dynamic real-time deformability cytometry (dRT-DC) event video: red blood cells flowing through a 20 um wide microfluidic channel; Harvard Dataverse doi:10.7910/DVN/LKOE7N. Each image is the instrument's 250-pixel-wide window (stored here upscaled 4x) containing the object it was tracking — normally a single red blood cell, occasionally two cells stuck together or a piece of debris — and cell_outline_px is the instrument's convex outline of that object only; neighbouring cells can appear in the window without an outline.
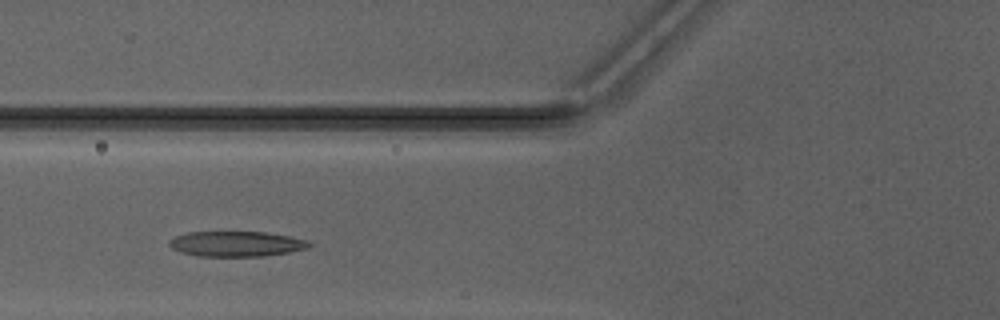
{"species": "Egyptian fruit bat (a non-hibernating species)", "species_latin": "Rousettus aegyptiacus", "temperature_condition": "warm", "stored_images_in_passage": 28, "camera_frame_rate_fps": 3000, "um_per_image_px": 0.085, "animal": {"sex": "male"}, "frame": {"image": 1, "passage_image": 7, "time_ms": 2.0, "image_size_px": [1000, 320], "cell_outline_px": [[312, 244], [308, 248], [288, 252], [260, 256], [196, 256], [180, 252], [172, 248], [168, 244], [168, 240], [176, 236], [188, 232], [264, 232], [288, 236], [308, 240]], "centroid_in_image_um": [20.06, 20.73], "position_along_channel_um": 105.7, "area_um2": 20.52}}
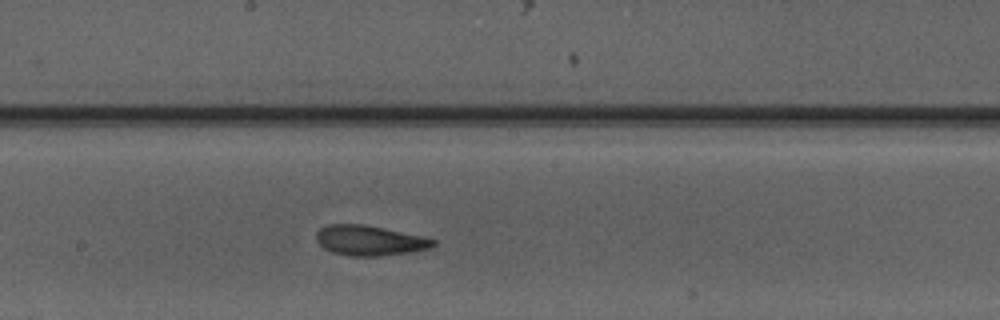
{"frame": {"image": 2, "passage_image": 15, "time_ms": 4.667, "image_size_px": [1000, 320], "cell_outline_px": [[436, 244], [428, 248], [412, 252], [380, 256], [352, 256], [332, 252], [324, 248], [316, 240], [316, 232], [320, 228], [328, 224], [360, 224], [424, 236], [436, 240]], "centroid_in_image_um": [31.41, 20.44], "position_along_channel_um": 216.8, "area_um2": 20.4}}
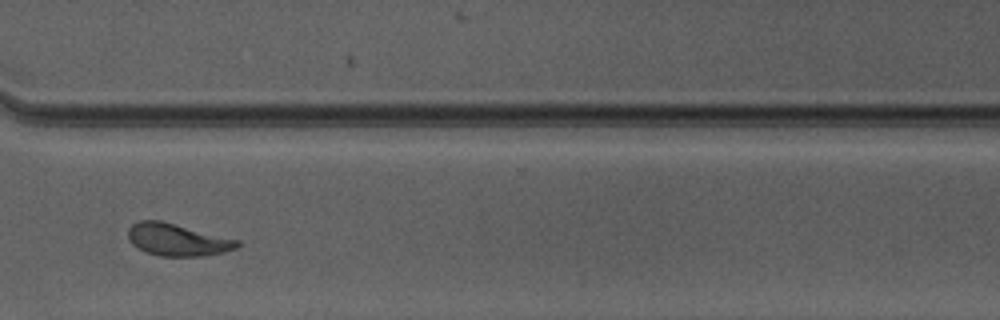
{"frame": {"image": 3, "passage_image": 25, "time_ms": 8.0, "image_size_px": [1000, 320], "cell_outline_px": [[240, 244], [236, 248], [224, 252], [204, 256], [160, 256], [144, 252], [136, 248], [128, 240], [128, 228], [132, 224], [140, 220], [160, 220], [240, 240]], "centroid_in_image_um": [15.05, 20.38], "position_along_channel_um": 355.6, "area_um2": 20.69}, "authors_computed_cell_mechanics": {"area_um2": 20.6057, "velocity_mm_per_s": 4.1598, "shape_relaxation_time_tau1_ms": 3.8192, "shape_relaxation_time_tau2_ms": 1.6189, "deformation_change_tau1": 0.1785, "deformation_change_tau2": 0.1024}}